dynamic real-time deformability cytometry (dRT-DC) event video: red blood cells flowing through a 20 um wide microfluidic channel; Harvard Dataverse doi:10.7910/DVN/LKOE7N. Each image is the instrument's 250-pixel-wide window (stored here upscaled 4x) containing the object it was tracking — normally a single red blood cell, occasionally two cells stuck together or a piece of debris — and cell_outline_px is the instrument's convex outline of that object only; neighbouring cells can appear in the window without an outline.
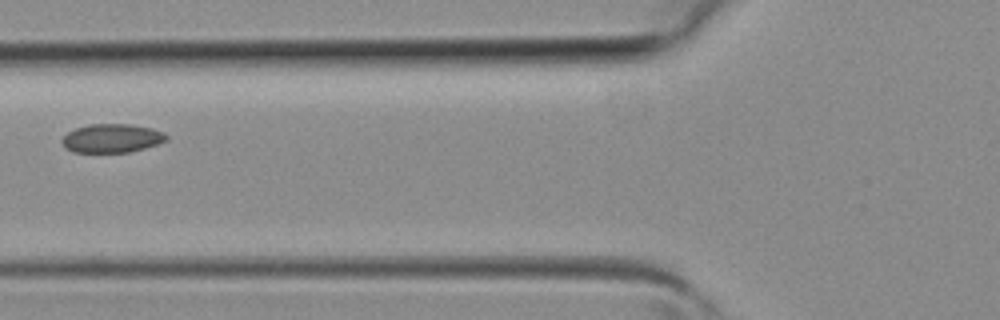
{"species": "common noctule bat (a hibernating species)", "species_latin": "Nyctalus noctula", "temperature_condition": "room temperature", "stored_images_in_passage": 3, "camera_frame_rate_fps": 3000, "um_per_image_px": 0.085, "animal": {"sex": "female", "body_mass_g": 19.3, "forearm_length_mm": 54.1}, "frame": {"image": 1, "passage_image": 3, "time_ms": 0.667, "image_size_px": [1000, 320], "cell_outline_px": [[168, 140], [144, 148], [128, 152], [72, 152], [64, 148], [60, 140], [68, 132], [76, 128], [88, 124], [128, 124], [152, 128], [164, 132], [168, 136]], "centroid_in_image_um": [9.48, 11.75], "position_along_channel_um": 116.3, "area_um2": 17.51}}